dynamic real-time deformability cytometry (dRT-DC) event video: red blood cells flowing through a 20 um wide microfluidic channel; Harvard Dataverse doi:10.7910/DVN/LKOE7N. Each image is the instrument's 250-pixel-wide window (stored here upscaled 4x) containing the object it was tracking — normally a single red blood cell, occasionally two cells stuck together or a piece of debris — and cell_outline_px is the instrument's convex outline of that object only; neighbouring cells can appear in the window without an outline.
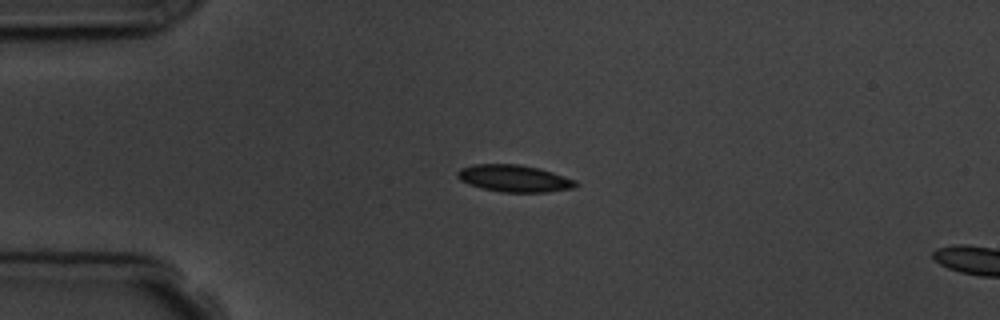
{"species": "common noctule bat (a hibernating species)", "species_latin": "Nyctalus noctula", "temperature_condition": "room temperature", "stored_images_in_passage": 4, "camera_frame_rate_fps": 3000, "um_per_image_px": 0.085, "animal": {"sex": "male", "body_mass_g": 19.5, "forearm_length_mm": 54.6}, "frame": {"image": 1, "passage_image": 3, "time_ms": 2.333, "image_size_px": [1000, 320], "cell_outline_px": [[580, 184], [572, 188], [544, 192], [500, 192], [480, 188], [468, 184], [460, 180], [456, 176], [456, 172], [460, 168], [472, 164], [520, 164], [540, 168], [576, 180]], "centroid_in_image_um": [43.67, 15.16], "position_along_channel_um": 41.3, "area_um2": 18.79}}